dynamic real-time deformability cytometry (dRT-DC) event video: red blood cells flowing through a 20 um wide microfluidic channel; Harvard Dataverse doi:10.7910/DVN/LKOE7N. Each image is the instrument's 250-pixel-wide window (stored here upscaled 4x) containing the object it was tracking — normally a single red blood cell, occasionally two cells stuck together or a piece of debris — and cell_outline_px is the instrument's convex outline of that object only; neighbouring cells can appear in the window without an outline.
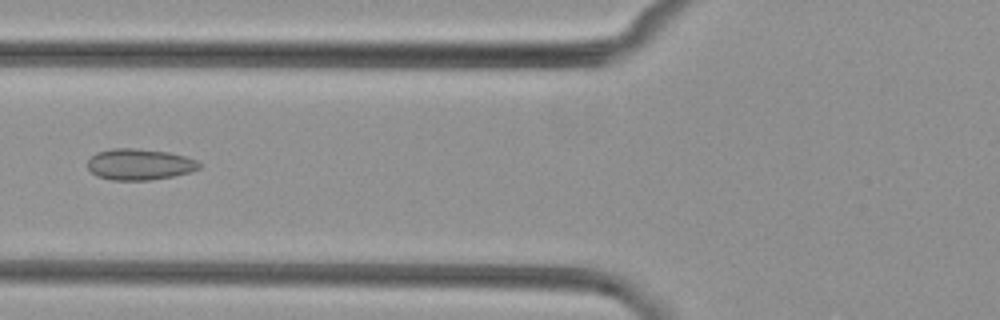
{"species": "common noctule bat (a hibernating species)", "species_latin": "Nyctalus noctula", "temperature_condition": "cold", "stored_images_in_passage": 6, "camera_frame_rate_fps": 3000, "um_per_image_px": 0.085, "animal": {"sex": "female", "body_mass_g": 29.2, "forearm_length_mm": 56.3}, "frame": {"image": 1, "passage_image": 6, "time_ms": 6.667, "image_size_px": [1000, 320], "cell_outline_px": [[200, 168], [188, 172], [172, 176], [152, 180], [112, 180], [96, 176], [88, 168], [88, 160], [96, 152], [112, 148], [136, 148], [168, 152], [184, 156], [196, 160], [200, 164]], "centroid_in_image_um": [11.83, 13.97], "position_along_channel_um": 114.0, "area_um2": 20.23}}